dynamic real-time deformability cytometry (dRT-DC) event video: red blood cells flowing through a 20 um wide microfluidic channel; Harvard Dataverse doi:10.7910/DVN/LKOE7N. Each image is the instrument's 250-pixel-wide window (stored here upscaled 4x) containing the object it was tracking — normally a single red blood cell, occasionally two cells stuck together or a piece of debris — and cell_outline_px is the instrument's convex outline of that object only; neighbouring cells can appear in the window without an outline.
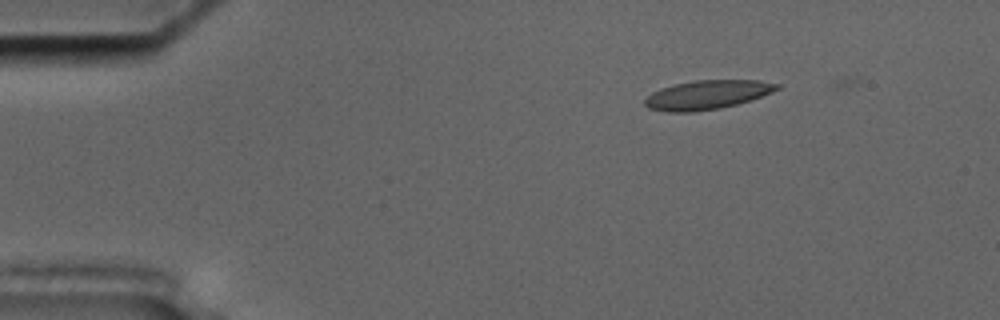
{"species": "common noctule bat (a hibernating species)", "species_latin": "Nyctalus noctula", "temperature_condition": "cold", "stored_images_in_passage": 49, "camera_frame_rate_fps": 3000, "um_per_image_px": 0.085, "animal": {"sex": "male", "body_mass_g": 17.5, "forearm_length_mm": 52.3}, "frame": {"image": 1, "passage_image": 2, "time_ms": 0.333, "image_size_px": [1000, 320], "cell_outline_px": [[780, 88], [772, 92], [736, 104], [720, 108], [692, 112], [668, 112], [648, 108], [644, 104], [644, 100], [652, 92], [660, 88], [676, 84], [696, 80], [760, 80], [780, 84]], "centroid_in_image_um": [60.09, 8.05], "position_along_channel_um": 24.9, "area_um2": 22.2}}
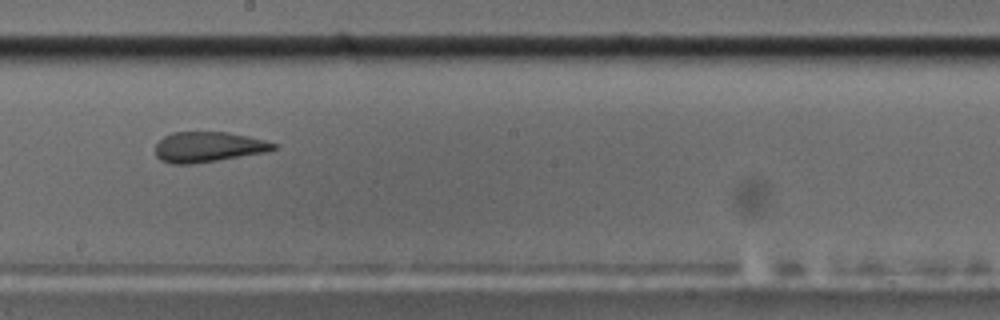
{"frame": {"image": 2, "passage_image": 25, "time_ms": 8.0, "image_size_px": [1000, 320], "cell_outline_px": [[276, 148], [264, 152], [192, 164], [172, 164], [160, 160], [156, 156], [156, 144], [164, 136], [172, 132], [228, 132], [248, 136], [264, 140], [276, 144]], "centroid_in_image_um": [17.65, 12.48], "position_along_channel_um": 230.6, "area_um2": 20.63}}
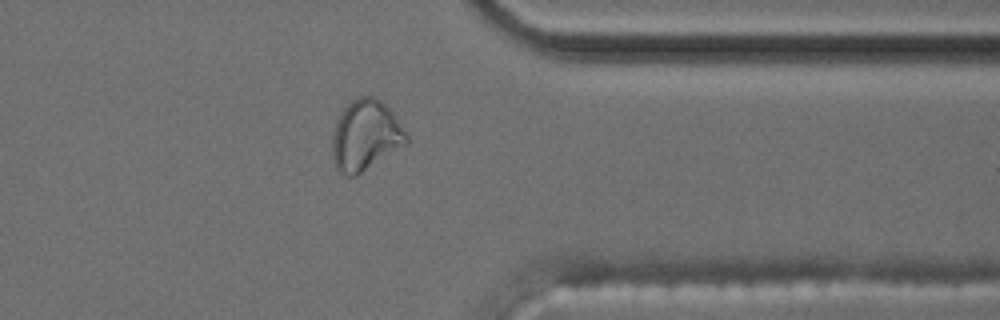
{"frame": {"image": 3, "passage_image": 38, "time_ms": 12.333, "image_size_px": [1000, 320], "cell_outline_px": [[408, 144], [356, 176], [348, 176], [340, 172], [336, 168], [332, 156], [332, 136], [336, 120], [340, 112], [352, 100], [360, 96], [376, 96], [392, 112], [404, 128], [408, 136]], "centroid_in_image_um": [31.07, 11.52], "position_along_channel_um": 380.3, "area_um2": 30.69}}